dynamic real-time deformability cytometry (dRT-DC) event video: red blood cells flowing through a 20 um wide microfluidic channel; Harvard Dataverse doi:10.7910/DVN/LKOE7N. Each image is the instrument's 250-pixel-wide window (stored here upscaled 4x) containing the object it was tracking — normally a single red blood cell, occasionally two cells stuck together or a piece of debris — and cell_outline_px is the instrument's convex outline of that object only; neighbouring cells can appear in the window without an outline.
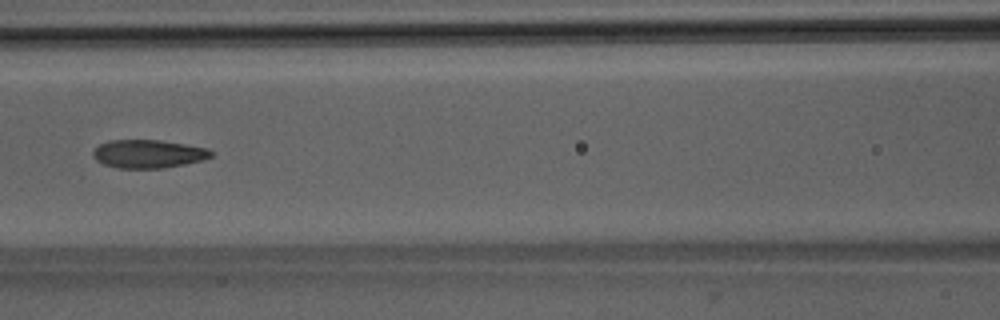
{"species": "Egyptian fruit bat (a non-hibernating species)", "species_latin": "Rousettus aegyptiacus", "temperature_condition": "room temperature", "stored_images_in_passage": 47, "camera_frame_rate_fps": 3000, "um_per_image_px": 0.085, "animal": {"sex": "male"}, "frame": {"image": 1, "passage_image": 19, "time_ms": 6.0, "image_size_px": [1000, 320], "cell_outline_px": [[212, 156], [200, 160], [184, 164], [164, 168], [120, 168], [104, 164], [96, 160], [92, 156], [92, 152], [100, 144], [108, 140], [160, 140], [208, 148], [212, 152]], "centroid_in_image_um": [12.57, 13.07], "position_along_channel_um": 154.0, "area_um2": 19.31}}
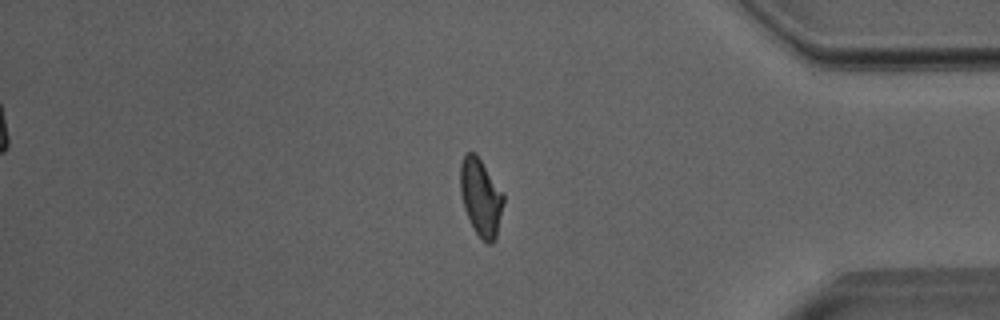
{"frame": {"image": 2, "passage_image": 39, "time_ms": 12.667, "image_size_px": [1000, 320], "cell_outline_px": [[504, 204], [496, 236], [492, 244], [488, 244], [476, 232], [464, 208], [460, 192], [460, 164], [464, 152], [476, 152], [504, 196]], "centroid_in_image_um": [40.85, 16.73], "position_along_channel_um": 394.3, "area_um2": 19.25}}
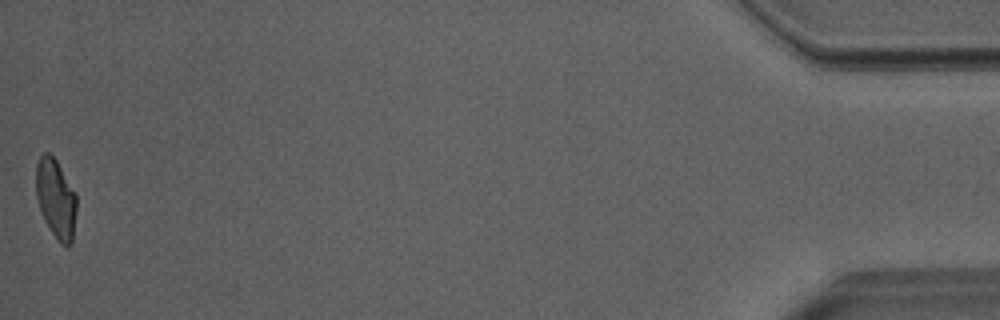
{"frame": {"image": 3, "passage_image": 47, "time_ms": 15.333, "image_size_px": [1000, 320], "cell_outline_px": [[76, 212], [72, 244], [68, 248], [64, 248], [60, 244], [44, 220], [36, 196], [36, 164], [40, 156], [44, 152], [48, 152], [56, 160], [76, 192]], "centroid_in_image_um": [4.76, 16.92], "position_along_channel_um": 430.4, "area_um2": 18.9}, "authors_computed_cell_mechanics": {"area_um2": 19.8254, "velocity_mm_per_s": 4.0029, "shape_relaxation_time_tau1_ms": 5.668, "shape_relaxation_time_tau2_ms": 1.1121, "deformation_change_tau1": 0.1696, "deformation_change_tau2": 0.0643}}